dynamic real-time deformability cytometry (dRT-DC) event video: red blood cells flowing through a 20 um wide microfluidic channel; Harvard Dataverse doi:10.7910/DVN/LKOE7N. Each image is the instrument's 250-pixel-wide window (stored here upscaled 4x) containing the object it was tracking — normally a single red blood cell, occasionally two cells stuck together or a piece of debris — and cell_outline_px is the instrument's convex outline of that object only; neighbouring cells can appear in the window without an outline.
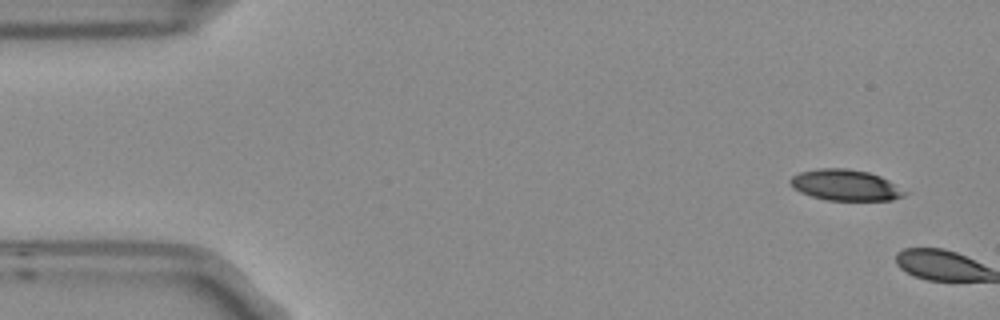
{"species": "Egyptian fruit bat (a non-hibernating species)", "species_latin": "Rousettus aegyptiacus", "temperature_condition": "room temperature", "stored_images_in_passage": 2, "camera_frame_rate_fps": 3000, "um_per_image_px": 0.085, "frame": {"image": 1, "passage_image": 1, "time_ms": 0.0, "image_size_px": [1000, 320], "cell_outline_px": [[908, 192], [904, 196], [892, 200], [828, 200], [812, 196], [800, 192], [792, 188], [788, 180], [792, 176], [800, 172], [820, 168], [848, 168], [868, 172], [880, 176], [888, 180]], "centroid_in_image_um": [71.84, 15.73], "position_along_channel_um": 13.2, "area_um2": 20.69}}